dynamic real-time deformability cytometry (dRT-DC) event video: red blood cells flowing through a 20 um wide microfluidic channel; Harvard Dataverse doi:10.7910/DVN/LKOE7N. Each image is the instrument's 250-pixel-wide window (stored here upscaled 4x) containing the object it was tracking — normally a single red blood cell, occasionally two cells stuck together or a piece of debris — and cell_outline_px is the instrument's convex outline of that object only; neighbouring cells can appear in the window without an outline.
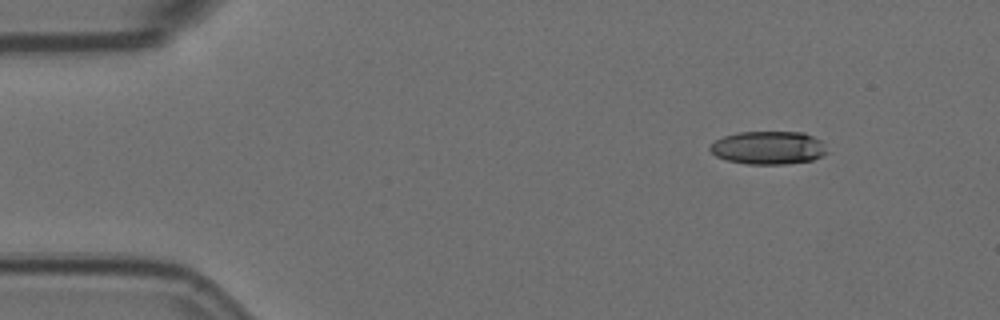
{"species": "Egyptian fruit bat (a non-hibernating species)", "species_latin": "Rousettus aegyptiacus", "temperature_condition": "room temperature", "stored_images_in_passage": 4, "camera_frame_rate_fps": 3000, "um_per_image_px": 0.085, "animal": {"sex": "female"}, "frame": {"image": 1, "passage_image": 1, "time_ms": 0.0, "image_size_px": [1000, 320], "cell_outline_px": [[828, 152], [812, 160], [784, 164], [748, 164], [728, 160], [716, 156], [708, 148], [716, 140], [724, 136], [736, 132], [804, 132], [820, 140]], "centroid_in_image_um": [65.3, 12.55], "position_along_channel_um": 19.7, "area_um2": 22.43}}
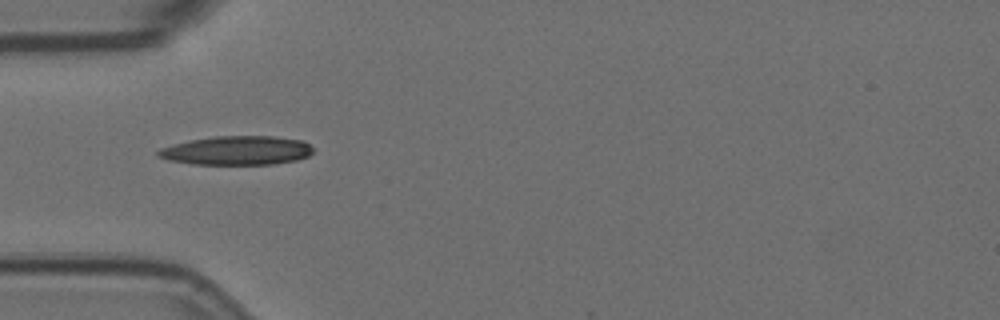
{"frame": {"image": 2, "passage_image": 4, "time_ms": 1.0, "image_size_px": [1000, 320], "cell_outline_px": [[316, 148], [308, 156], [296, 160], [272, 164], [192, 164], [168, 160], [156, 156], [156, 152], [160, 148], [188, 140], [212, 136], [272, 136], [304, 140]], "centroid_in_image_um": [20.14, 12.78], "position_along_channel_um": 64.9, "area_um2": 26.41}}